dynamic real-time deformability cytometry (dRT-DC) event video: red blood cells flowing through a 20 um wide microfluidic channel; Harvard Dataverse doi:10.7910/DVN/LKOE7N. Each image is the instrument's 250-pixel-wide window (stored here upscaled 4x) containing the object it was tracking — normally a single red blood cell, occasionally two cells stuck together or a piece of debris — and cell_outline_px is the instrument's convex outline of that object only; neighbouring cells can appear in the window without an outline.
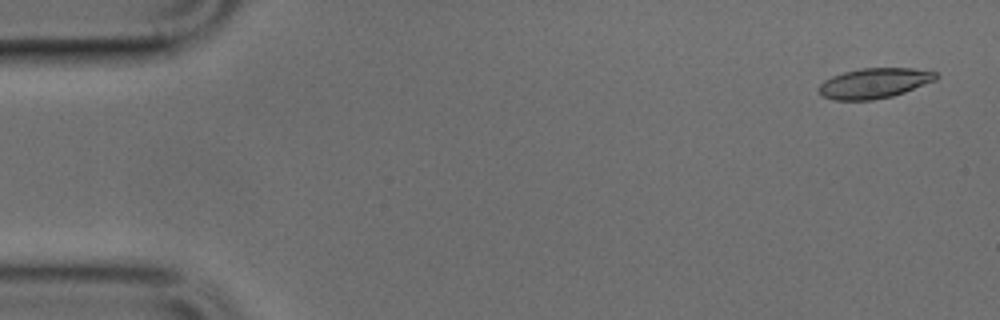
{"species": "common noctule bat (a hibernating species)", "species_latin": "Nyctalus noctula", "temperature_condition": "cold", "stored_images_in_passage": 48, "camera_frame_rate_fps": 3000, "um_per_image_px": 0.085, "animal": {"sex": "male", "body_mass_g": 17.9, "forearm_length_mm": 54.2}, "frame": {"image": 1, "passage_image": 1, "time_ms": 0.0, "image_size_px": [1000, 320], "cell_outline_px": [[940, 76], [936, 80], [904, 92], [892, 96], [872, 100], [836, 100], [824, 96], [816, 88], [824, 80], [832, 76], [844, 72], [860, 68], [912, 68], [936, 72]], "centroid_in_image_um": [74.32, 7.06], "position_along_channel_um": 10.7, "area_um2": 20.58}}
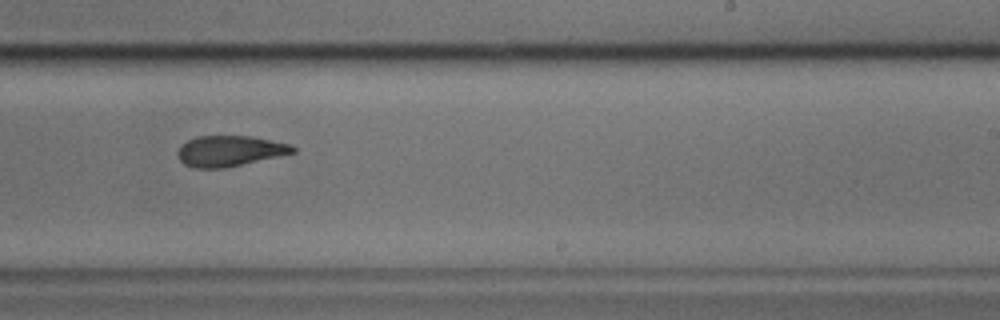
{"frame": {"image": 2, "passage_image": 29, "time_ms": 9.333, "image_size_px": [1000, 320], "cell_outline_px": [[296, 152], [224, 168], [196, 168], [184, 164], [176, 156], [176, 152], [188, 140], [196, 136], [252, 136], [288, 144], [296, 148]], "centroid_in_image_um": [19.49, 12.83], "position_along_channel_um": 269.5, "area_um2": 20.35}}
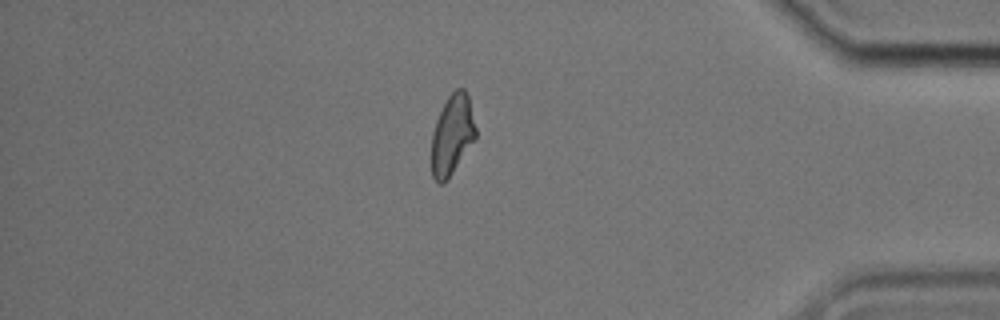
{"frame": {"image": 3, "passage_image": 41, "time_ms": 13.333, "image_size_px": [1000, 320], "cell_outline_px": [[476, 140], [444, 184], [440, 184], [432, 176], [432, 132], [436, 120], [448, 96], [456, 88], [464, 88], [468, 96], [476, 128]], "centroid_in_image_um": [38.45, 11.47], "position_along_channel_um": 396.8, "area_um2": 20.63}}